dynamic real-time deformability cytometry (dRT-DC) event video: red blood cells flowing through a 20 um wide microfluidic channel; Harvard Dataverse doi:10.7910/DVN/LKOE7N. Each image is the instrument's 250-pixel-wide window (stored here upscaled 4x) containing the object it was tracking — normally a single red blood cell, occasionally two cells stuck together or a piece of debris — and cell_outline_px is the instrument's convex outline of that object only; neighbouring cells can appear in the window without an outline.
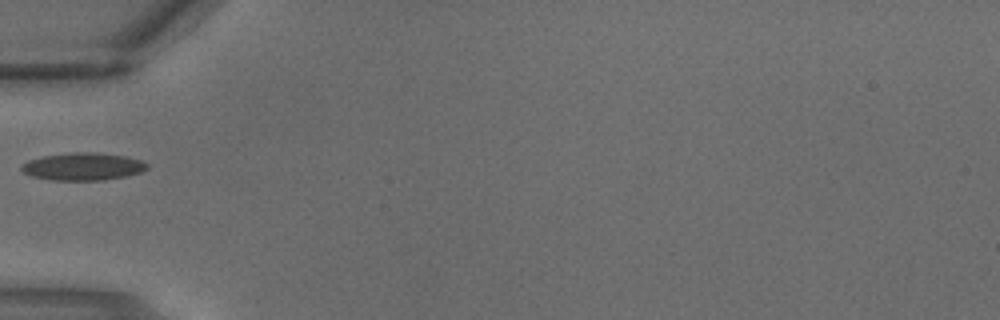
{"species": "common noctule bat (a hibernating species)", "species_latin": "Nyctalus noctula", "temperature_condition": "warm", "stored_images_in_passage": 3, "camera_frame_rate_fps": 3000, "um_per_image_px": 0.085, "animal": {"sex": "male", "body_mass_g": 18.8}, "frame": {"image": 1, "passage_image": 3, "time_ms": 0.667, "image_size_px": [1000, 320], "cell_outline_px": [[148, 168], [140, 172], [128, 176], [104, 180], [52, 180], [32, 176], [24, 172], [20, 168], [28, 160], [44, 156], [76, 152], [92, 152], [124, 156], [140, 160], [148, 164]], "centroid_in_image_um": [7.07, 14.16], "position_along_channel_um": 77.9, "area_um2": 19.94}}